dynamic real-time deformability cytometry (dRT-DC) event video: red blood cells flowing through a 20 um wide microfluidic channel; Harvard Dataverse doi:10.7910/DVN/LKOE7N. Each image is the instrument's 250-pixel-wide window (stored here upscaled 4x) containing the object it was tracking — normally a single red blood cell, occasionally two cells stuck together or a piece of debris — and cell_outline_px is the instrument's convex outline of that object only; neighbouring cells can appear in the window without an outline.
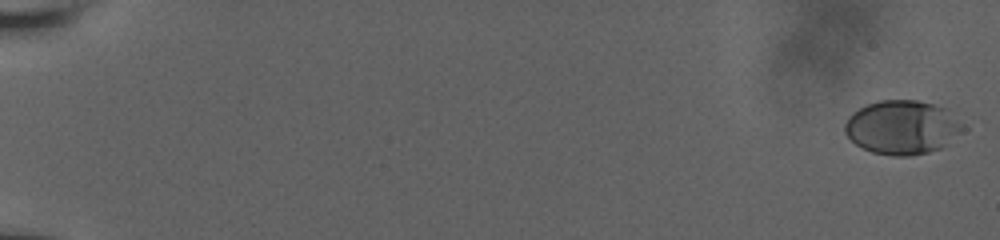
{"species": "human", "species_latin": "Homo sapiens", "temperature_condition": "room temperature", "stored_images_in_passage": 16, "camera_frame_rate_fps": 3000, "um_per_image_px": 0.085, "donor": {"sex": "male"}, "frame": {"image": 1, "passage_image": 1, "time_ms": 0.0, "image_size_px": [1000, 240], "cell_outline_px": [[964, 128], [940, 148], [928, 152], [908, 156], [896, 156], [872, 152], [856, 144], [844, 132], [844, 124], [848, 116], [852, 112], [868, 104], [880, 100], [916, 100], [948, 108]], "centroid_in_image_um": [76.64, 10.81], "position_along_channel_um": 8.4, "area_um2": 36.7}}
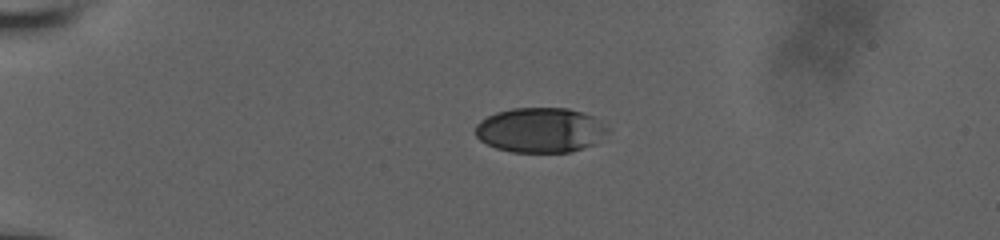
{"frame": {"image": 2, "passage_image": 10, "time_ms": 5.0, "image_size_px": [1000, 240], "cell_outline_px": [[592, 144], [568, 152], [512, 152], [496, 148], [480, 140], [476, 136], [476, 124], [480, 120], [496, 112], [512, 108], [568, 108], [592, 116]], "centroid_in_image_um": [45.6, 11.05], "position_along_channel_um": 39.4, "area_um2": 32.37}}
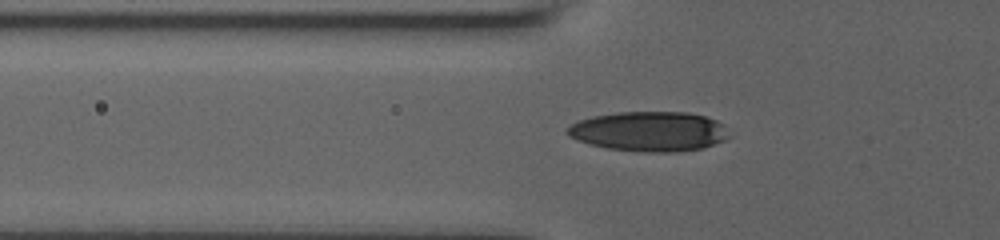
{"frame": {"image": 3, "passage_image": 14, "time_ms": 7.333, "image_size_px": [1000, 240], "cell_outline_px": [[732, 136], [724, 140], [700, 148], [676, 152], [644, 152], [608, 148], [592, 144], [568, 136], [564, 132], [572, 124], [580, 120], [592, 116], [616, 112], [688, 112], [704, 116], [716, 120]], "centroid_in_image_um": [55.18, 11.16], "position_along_channel_um": 70.6, "area_um2": 37.22}}